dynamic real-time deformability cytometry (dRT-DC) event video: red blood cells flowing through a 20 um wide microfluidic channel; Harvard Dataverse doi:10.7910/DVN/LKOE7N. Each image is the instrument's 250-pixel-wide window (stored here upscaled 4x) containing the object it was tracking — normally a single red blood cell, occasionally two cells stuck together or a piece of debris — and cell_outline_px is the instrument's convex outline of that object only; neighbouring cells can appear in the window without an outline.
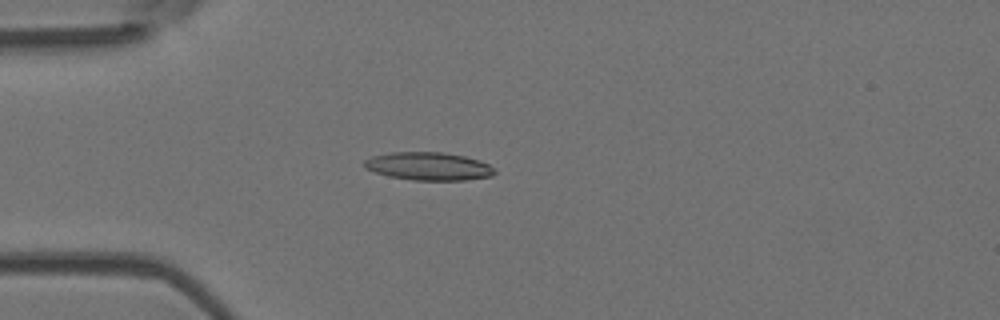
{"species": "Egyptian fruit bat (a non-hibernating species)", "species_latin": "Rousettus aegyptiacus", "temperature_condition": "room temperature", "stored_images_in_passage": 34, "camera_frame_rate_fps": 3000, "um_per_image_px": 0.085, "animal": {"sex": "female"}, "frame": {"image": 1, "passage_image": 2, "time_ms": 0.333, "image_size_px": [1000, 320], "cell_outline_px": [[496, 172], [492, 176], [464, 180], [412, 180], [388, 176], [364, 168], [364, 160], [372, 156], [392, 152], [444, 152], [464, 156], [480, 160], [496, 168]], "centroid_in_image_um": [36.45, 14.13], "position_along_channel_um": 48.6, "area_um2": 21.39}}
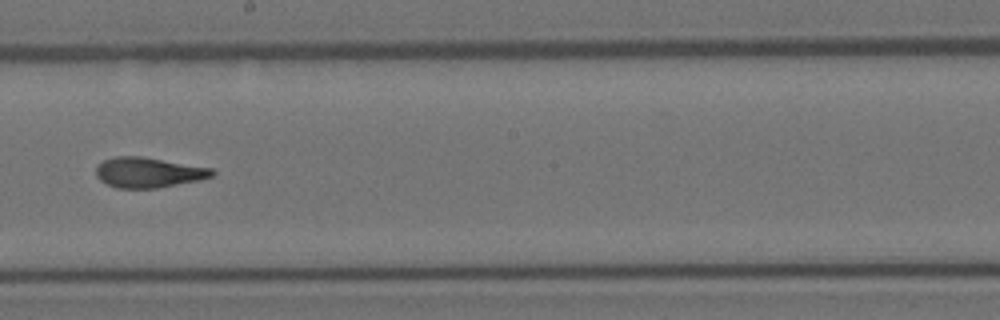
{"frame": {"image": 2, "passage_image": 17, "time_ms": 5.333, "image_size_px": [1000, 320], "cell_outline_px": [[216, 172], [212, 176], [200, 180], [156, 188], [116, 188], [100, 180], [96, 176], [96, 164], [104, 160], [116, 156], [140, 156], [212, 168]], "centroid_in_image_um": [12.59, 14.66], "position_along_channel_um": 235.6, "area_um2": 20.4}}
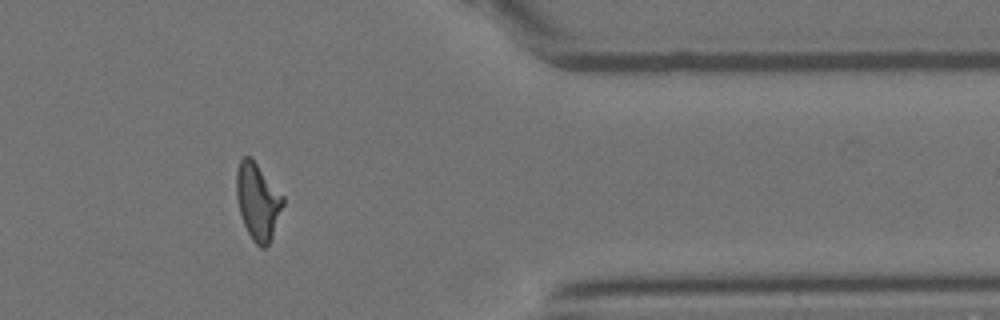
{"frame": {"image": 3, "passage_image": 30, "time_ms": 9.667, "image_size_px": [1000, 320], "cell_outline_px": [[284, 204], [272, 236], [268, 244], [264, 248], [260, 248], [252, 240], [244, 224], [240, 212], [236, 196], [236, 168], [240, 160], [244, 156], [252, 156], [284, 196]], "centroid_in_image_um": [21.91, 17.07], "position_along_channel_um": 389.5, "area_um2": 20.98}, "authors_computed_cell_mechanics": {"area_um2": 20.4612, "velocity_mm_per_s": 4.0166, "shape_relaxation_time_tau1_ms": 8.6393, "shape_relaxation_time_tau2_ms": 2.0934, "deformation_change_tau1": 0.2748, "deformation_change_tau2": 0.1145}}